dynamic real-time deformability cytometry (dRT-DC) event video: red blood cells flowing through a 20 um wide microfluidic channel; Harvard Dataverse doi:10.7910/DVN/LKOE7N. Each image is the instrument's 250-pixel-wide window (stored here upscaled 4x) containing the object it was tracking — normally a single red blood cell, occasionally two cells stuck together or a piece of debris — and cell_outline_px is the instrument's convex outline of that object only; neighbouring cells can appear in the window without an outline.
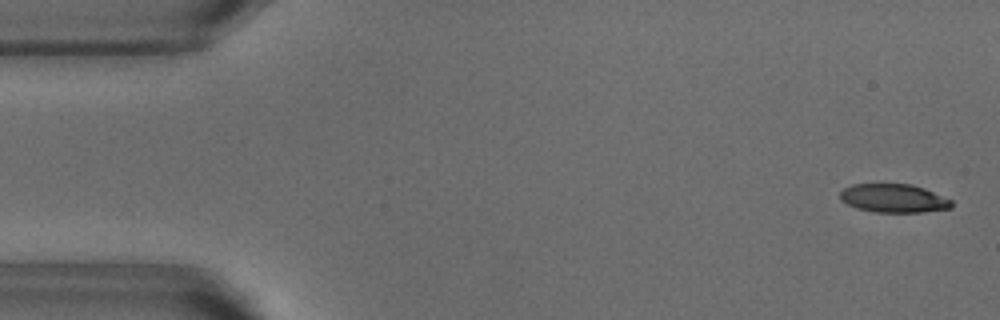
{"species": "common noctule bat (a hibernating species)", "species_latin": "Nyctalus noctula", "temperature_condition": "warm", "stored_images_in_passage": 52, "camera_frame_rate_fps": 3000, "um_per_image_px": 0.085, "animal": {"sex": "male", "body_mass_g": 18.8}, "frame": {"image": 1, "passage_image": 2, "time_ms": 0.333, "image_size_px": [1000, 320], "cell_outline_px": [[952, 208], [924, 212], [876, 212], [856, 208], [840, 200], [840, 192], [844, 188], [852, 184], [912, 184], [924, 188], [952, 200]], "centroid_in_image_um": [75.96, 16.85], "position_along_channel_um": 9.0, "area_um2": 18.55}}
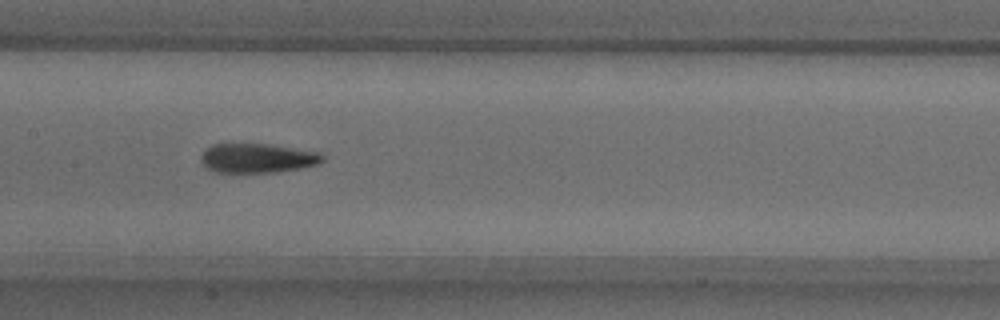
{"frame": {"image": 2, "passage_image": 25, "time_ms": 8.0, "image_size_px": [1000, 320], "cell_outline_px": [[324, 160], [320, 164], [280, 172], [216, 172], [208, 168], [200, 160], [200, 156], [212, 144], [264, 144], [316, 152], [324, 156]], "centroid_in_image_um": [21.88, 13.45], "position_along_channel_um": 185.5, "area_um2": 20.46}}
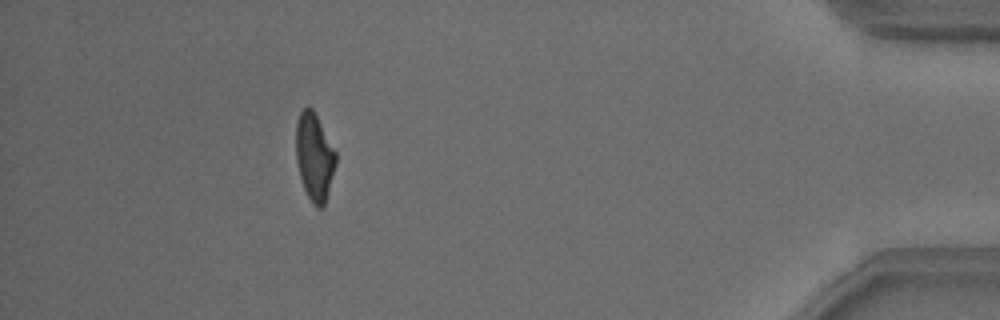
{"frame": {"image": 3, "passage_image": 47, "time_ms": 15.333, "image_size_px": [1000, 320], "cell_outline_px": [[336, 164], [324, 204], [320, 208], [316, 208], [312, 204], [304, 188], [300, 176], [296, 160], [296, 124], [300, 112], [304, 108], [312, 108], [336, 152]], "centroid_in_image_um": [26.71, 13.34], "position_along_channel_um": 408.5, "area_um2": 19.94}, "authors_computed_cell_mechanics": {"area_um2": 20.808, "velocity_mm_per_s": 3.8411, "shape_relaxation_time_tau1_ms": 5.4698, "shape_relaxation_time_tau2_ms": 2.0159, "deformation_change_tau1": 0.2134, "deformation_change_tau2": 0.1178}}